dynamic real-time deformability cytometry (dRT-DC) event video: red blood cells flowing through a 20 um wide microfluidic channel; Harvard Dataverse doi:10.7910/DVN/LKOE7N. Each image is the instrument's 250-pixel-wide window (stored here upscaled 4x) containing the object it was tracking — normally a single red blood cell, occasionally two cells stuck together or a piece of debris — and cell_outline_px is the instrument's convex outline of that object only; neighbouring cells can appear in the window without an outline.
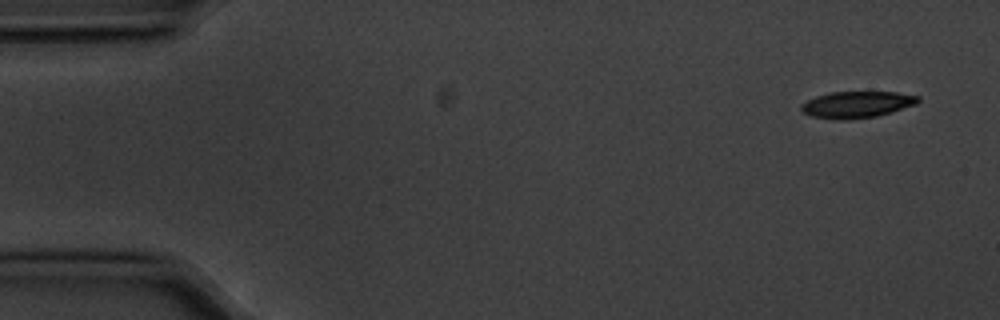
{"species": "common noctule bat (a hibernating species)", "species_latin": "Nyctalus noctula", "temperature_condition": "cold", "stored_images_in_passage": 5, "camera_frame_rate_fps": 3000, "um_per_image_px": 0.085, "animal": {"sex": "male", "body_mass_g": 20.1, "forearm_length_mm": 53.5}, "frame": {"image": 1, "passage_image": 1, "time_ms": 0.0, "image_size_px": [1000, 320], "cell_outline_px": [[920, 100], [916, 104], [876, 116], [844, 120], [812, 116], [804, 112], [800, 108], [800, 104], [816, 96], [828, 92], [896, 92], [920, 96]], "centroid_in_image_um": [72.82, 8.87], "position_along_channel_um": 12.2, "area_um2": 17.86}}
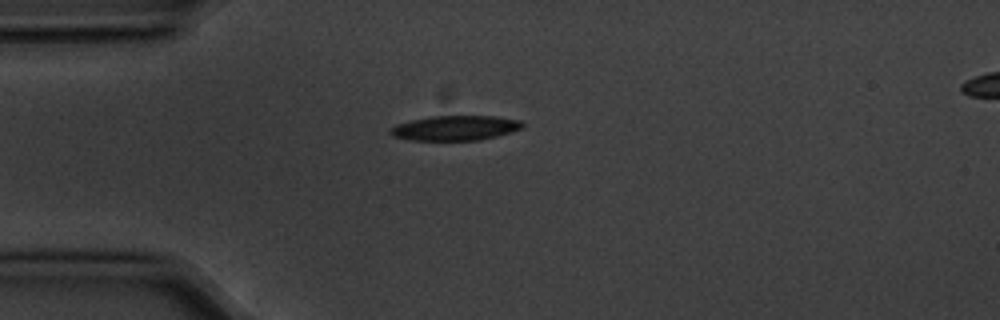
{"frame": {"image": 2, "passage_image": 4, "time_ms": 1.0, "image_size_px": [1000, 320], "cell_outline_px": [[524, 128], [512, 132], [480, 140], [412, 140], [392, 136], [388, 132], [396, 124], [412, 120], [432, 116], [496, 116], [520, 120], [524, 124]], "centroid_in_image_um": [38.73, 10.88], "position_along_channel_um": 46.3, "area_um2": 19.13}}